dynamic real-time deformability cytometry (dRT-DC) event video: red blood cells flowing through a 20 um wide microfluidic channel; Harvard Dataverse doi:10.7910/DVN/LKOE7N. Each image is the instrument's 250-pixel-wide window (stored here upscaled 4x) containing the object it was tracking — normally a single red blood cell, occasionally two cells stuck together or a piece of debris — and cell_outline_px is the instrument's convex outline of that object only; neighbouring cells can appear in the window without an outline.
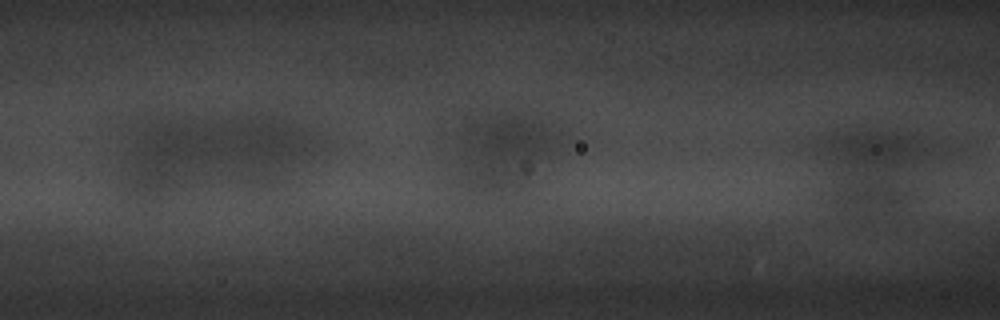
{"species": "common noctule bat (a hibernating species)", "species_latin": "Nyctalus noctula", "temperature_condition": "warm", "stored_images_in_passage": 8, "segment_of_instrument_passage": [2, 2], "camera_frame_rate_fps": 3000, "um_per_image_px": 0.085, "animal": {"sex": "male", "body_mass_g": 20.1, "forearm_length_mm": 53.5}, "frame": {"image": 1, "passage_image": 8, "time_ms": 2.333, "image_size_px": [1000, 320], "cell_outline_px": [[792, 240], [788, 252], [748, 256], [740, 256], [596, 252], [584, 244], [584, 240], [660, 232], [752, 232]], "centroid_in_image_um": [58.91, 20.73], "position_along_channel_um": 107.7, "area_um2": 29.07}}